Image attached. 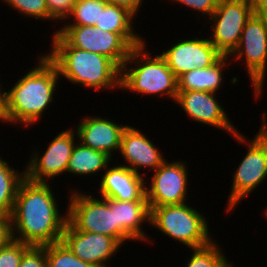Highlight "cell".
Listing matches in <instances>:
<instances>
[{"mask_svg":"<svg viewBox=\"0 0 267 267\" xmlns=\"http://www.w3.org/2000/svg\"><path fill=\"white\" fill-rule=\"evenodd\" d=\"M245 59L246 70L256 95H262L267 68V13H253L242 30L237 48L229 55Z\"/></svg>","mask_w":267,"mask_h":267,"instance_id":"7","label":"cell"},{"mask_svg":"<svg viewBox=\"0 0 267 267\" xmlns=\"http://www.w3.org/2000/svg\"><path fill=\"white\" fill-rule=\"evenodd\" d=\"M107 0H75L71 14L74 22L66 23L65 26H95L101 16V8H105Z\"/></svg>","mask_w":267,"mask_h":267,"instance_id":"24","label":"cell"},{"mask_svg":"<svg viewBox=\"0 0 267 267\" xmlns=\"http://www.w3.org/2000/svg\"><path fill=\"white\" fill-rule=\"evenodd\" d=\"M82 120L76 129V138L82 145L106 153L111 158L115 150L119 152L122 133L127 125L121 126L99 116H87Z\"/></svg>","mask_w":267,"mask_h":267,"instance_id":"16","label":"cell"},{"mask_svg":"<svg viewBox=\"0 0 267 267\" xmlns=\"http://www.w3.org/2000/svg\"><path fill=\"white\" fill-rule=\"evenodd\" d=\"M13 240L11 214L0 212V248Z\"/></svg>","mask_w":267,"mask_h":267,"instance_id":"32","label":"cell"},{"mask_svg":"<svg viewBox=\"0 0 267 267\" xmlns=\"http://www.w3.org/2000/svg\"><path fill=\"white\" fill-rule=\"evenodd\" d=\"M175 3H181L193 10L207 15V18L215 11L219 0H170Z\"/></svg>","mask_w":267,"mask_h":267,"instance_id":"31","label":"cell"},{"mask_svg":"<svg viewBox=\"0 0 267 267\" xmlns=\"http://www.w3.org/2000/svg\"><path fill=\"white\" fill-rule=\"evenodd\" d=\"M254 13H267V0H245Z\"/></svg>","mask_w":267,"mask_h":267,"instance_id":"34","label":"cell"},{"mask_svg":"<svg viewBox=\"0 0 267 267\" xmlns=\"http://www.w3.org/2000/svg\"><path fill=\"white\" fill-rule=\"evenodd\" d=\"M265 216L267 217V207L265 209V212H264Z\"/></svg>","mask_w":267,"mask_h":267,"instance_id":"37","label":"cell"},{"mask_svg":"<svg viewBox=\"0 0 267 267\" xmlns=\"http://www.w3.org/2000/svg\"><path fill=\"white\" fill-rule=\"evenodd\" d=\"M145 44L134 47L121 67L120 89L142 95L168 96L175 101L178 93L177 77L160 54L154 57L145 51ZM131 63L136 66L129 68Z\"/></svg>","mask_w":267,"mask_h":267,"instance_id":"4","label":"cell"},{"mask_svg":"<svg viewBox=\"0 0 267 267\" xmlns=\"http://www.w3.org/2000/svg\"><path fill=\"white\" fill-rule=\"evenodd\" d=\"M134 18L135 16L127 9L107 3L105 8H101L99 22L94 27L119 33L134 48L146 42L145 39L134 33L136 32L132 26Z\"/></svg>","mask_w":267,"mask_h":267,"instance_id":"21","label":"cell"},{"mask_svg":"<svg viewBox=\"0 0 267 267\" xmlns=\"http://www.w3.org/2000/svg\"><path fill=\"white\" fill-rule=\"evenodd\" d=\"M66 211L67 221L79 231L98 233L116 239L121 245L129 239L115 224V210H111L104 198H93L87 193L70 192ZM126 240V241H125Z\"/></svg>","mask_w":267,"mask_h":267,"instance_id":"6","label":"cell"},{"mask_svg":"<svg viewBox=\"0 0 267 267\" xmlns=\"http://www.w3.org/2000/svg\"><path fill=\"white\" fill-rule=\"evenodd\" d=\"M52 191L48 182L36 183L25 178L20 183L11 213L14 240L30 246L62 240L68 216L59 213Z\"/></svg>","mask_w":267,"mask_h":267,"instance_id":"1","label":"cell"},{"mask_svg":"<svg viewBox=\"0 0 267 267\" xmlns=\"http://www.w3.org/2000/svg\"><path fill=\"white\" fill-rule=\"evenodd\" d=\"M230 56L223 55L215 64L203 69H194L177 78L178 92L206 91L217 92L223 84V69Z\"/></svg>","mask_w":267,"mask_h":267,"instance_id":"20","label":"cell"},{"mask_svg":"<svg viewBox=\"0 0 267 267\" xmlns=\"http://www.w3.org/2000/svg\"><path fill=\"white\" fill-rule=\"evenodd\" d=\"M253 13L245 0H219L209 17L213 25L208 39L222 55L229 56L237 48L242 30Z\"/></svg>","mask_w":267,"mask_h":267,"instance_id":"8","label":"cell"},{"mask_svg":"<svg viewBox=\"0 0 267 267\" xmlns=\"http://www.w3.org/2000/svg\"><path fill=\"white\" fill-rule=\"evenodd\" d=\"M182 161H164L153 173L150 187L146 185V199L149 207L180 205L186 202L187 171Z\"/></svg>","mask_w":267,"mask_h":267,"instance_id":"12","label":"cell"},{"mask_svg":"<svg viewBox=\"0 0 267 267\" xmlns=\"http://www.w3.org/2000/svg\"><path fill=\"white\" fill-rule=\"evenodd\" d=\"M100 183L101 198H111L120 201H136L146 199L145 178L129 169L117 165L107 167Z\"/></svg>","mask_w":267,"mask_h":267,"instance_id":"17","label":"cell"},{"mask_svg":"<svg viewBox=\"0 0 267 267\" xmlns=\"http://www.w3.org/2000/svg\"><path fill=\"white\" fill-rule=\"evenodd\" d=\"M111 210H115V224L118 229L131 241H149L146 232L141 228L142 223L150 224V209L147 200L120 201L104 198Z\"/></svg>","mask_w":267,"mask_h":267,"instance_id":"19","label":"cell"},{"mask_svg":"<svg viewBox=\"0 0 267 267\" xmlns=\"http://www.w3.org/2000/svg\"><path fill=\"white\" fill-rule=\"evenodd\" d=\"M108 3L123 7L130 11L134 16H137V11H139L143 0H107Z\"/></svg>","mask_w":267,"mask_h":267,"instance_id":"33","label":"cell"},{"mask_svg":"<svg viewBox=\"0 0 267 267\" xmlns=\"http://www.w3.org/2000/svg\"><path fill=\"white\" fill-rule=\"evenodd\" d=\"M12 9L18 10L20 13L29 18H38L43 20H52L49 16L48 8L45 0H1Z\"/></svg>","mask_w":267,"mask_h":267,"instance_id":"27","label":"cell"},{"mask_svg":"<svg viewBox=\"0 0 267 267\" xmlns=\"http://www.w3.org/2000/svg\"><path fill=\"white\" fill-rule=\"evenodd\" d=\"M219 247L212 240L205 246L192 248L193 254L185 267H232Z\"/></svg>","mask_w":267,"mask_h":267,"instance_id":"25","label":"cell"},{"mask_svg":"<svg viewBox=\"0 0 267 267\" xmlns=\"http://www.w3.org/2000/svg\"><path fill=\"white\" fill-rule=\"evenodd\" d=\"M19 267H47L45 246H30L23 253Z\"/></svg>","mask_w":267,"mask_h":267,"instance_id":"29","label":"cell"},{"mask_svg":"<svg viewBox=\"0 0 267 267\" xmlns=\"http://www.w3.org/2000/svg\"><path fill=\"white\" fill-rule=\"evenodd\" d=\"M149 209L150 225H154L158 231L188 248L202 247L212 241L208 221L203 213H199L191 205L184 203Z\"/></svg>","mask_w":267,"mask_h":267,"instance_id":"5","label":"cell"},{"mask_svg":"<svg viewBox=\"0 0 267 267\" xmlns=\"http://www.w3.org/2000/svg\"><path fill=\"white\" fill-rule=\"evenodd\" d=\"M179 41L160 54L177 78L196 68L210 67L223 56L208 38Z\"/></svg>","mask_w":267,"mask_h":267,"instance_id":"14","label":"cell"},{"mask_svg":"<svg viewBox=\"0 0 267 267\" xmlns=\"http://www.w3.org/2000/svg\"><path fill=\"white\" fill-rule=\"evenodd\" d=\"M38 61L36 67L5 91L7 123L32 126L53 103L57 80L61 77L46 55H41Z\"/></svg>","mask_w":267,"mask_h":267,"instance_id":"2","label":"cell"},{"mask_svg":"<svg viewBox=\"0 0 267 267\" xmlns=\"http://www.w3.org/2000/svg\"><path fill=\"white\" fill-rule=\"evenodd\" d=\"M30 247L21 241L12 240L0 248V267H19L23 253Z\"/></svg>","mask_w":267,"mask_h":267,"instance_id":"28","label":"cell"},{"mask_svg":"<svg viewBox=\"0 0 267 267\" xmlns=\"http://www.w3.org/2000/svg\"><path fill=\"white\" fill-rule=\"evenodd\" d=\"M62 241L74 255L95 267H108L106 262L111 260L122 246L110 236L76 230L68 221Z\"/></svg>","mask_w":267,"mask_h":267,"instance_id":"15","label":"cell"},{"mask_svg":"<svg viewBox=\"0 0 267 267\" xmlns=\"http://www.w3.org/2000/svg\"><path fill=\"white\" fill-rule=\"evenodd\" d=\"M56 32L72 47L112 59L120 68L133 47L119 34L94 26H64Z\"/></svg>","mask_w":267,"mask_h":267,"instance_id":"9","label":"cell"},{"mask_svg":"<svg viewBox=\"0 0 267 267\" xmlns=\"http://www.w3.org/2000/svg\"><path fill=\"white\" fill-rule=\"evenodd\" d=\"M45 252L47 267H95L74 255L62 240L45 245Z\"/></svg>","mask_w":267,"mask_h":267,"instance_id":"26","label":"cell"},{"mask_svg":"<svg viewBox=\"0 0 267 267\" xmlns=\"http://www.w3.org/2000/svg\"><path fill=\"white\" fill-rule=\"evenodd\" d=\"M150 141L140 130L129 125L124 129L120 143V153L133 172L142 175L138 168H151L155 171L166 159L155 144Z\"/></svg>","mask_w":267,"mask_h":267,"instance_id":"18","label":"cell"},{"mask_svg":"<svg viewBox=\"0 0 267 267\" xmlns=\"http://www.w3.org/2000/svg\"><path fill=\"white\" fill-rule=\"evenodd\" d=\"M1 87L0 85V121L7 124L5 92L3 90L1 92Z\"/></svg>","mask_w":267,"mask_h":267,"instance_id":"36","label":"cell"},{"mask_svg":"<svg viewBox=\"0 0 267 267\" xmlns=\"http://www.w3.org/2000/svg\"><path fill=\"white\" fill-rule=\"evenodd\" d=\"M247 143L249 145L246 144V156L233 173L232 189L227 199V213H231L246 195L254 192L253 190L267 178V146L257 135Z\"/></svg>","mask_w":267,"mask_h":267,"instance_id":"10","label":"cell"},{"mask_svg":"<svg viewBox=\"0 0 267 267\" xmlns=\"http://www.w3.org/2000/svg\"><path fill=\"white\" fill-rule=\"evenodd\" d=\"M49 16L53 20H67L71 14L75 0H45Z\"/></svg>","mask_w":267,"mask_h":267,"instance_id":"30","label":"cell"},{"mask_svg":"<svg viewBox=\"0 0 267 267\" xmlns=\"http://www.w3.org/2000/svg\"><path fill=\"white\" fill-rule=\"evenodd\" d=\"M75 132V133H74ZM76 131L60 132L48 145L42 156L33 152L25 169V178L31 182L47 183L50 178L66 173L72 150L75 146ZM35 153V154H34ZM47 178V179H46Z\"/></svg>","mask_w":267,"mask_h":267,"instance_id":"11","label":"cell"},{"mask_svg":"<svg viewBox=\"0 0 267 267\" xmlns=\"http://www.w3.org/2000/svg\"><path fill=\"white\" fill-rule=\"evenodd\" d=\"M267 114L263 113L262 115V125L257 132L259 139L267 146Z\"/></svg>","mask_w":267,"mask_h":267,"instance_id":"35","label":"cell"},{"mask_svg":"<svg viewBox=\"0 0 267 267\" xmlns=\"http://www.w3.org/2000/svg\"><path fill=\"white\" fill-rule=\"evenodd\" d=\"M25 179V171L19 173L0 157V212L11 214L20 183Z\"/></svg>","mask_w":267,"mask_h":267,"instance_id":"23","label":"cell"},{"mask_svg":"<svg viewBox=\"0 0 267 267\" xmlns=\"http://www.w3.org/2000/svg\"><path fill=\"white\" fill-rule=\"evenodd\" d=\"M111 159L106 153L95 151L78 143L72 150L66 173L78 176L98 174L109 166Z\"/></svg>","mask_w":267,"mask_h":267,"instance_id":"22","label":"cell"},{"mask_svg":"<svg viewBox=\"0 0 267 267\" xmlns=\"http://www.w3.org/2000/svg\"><path fill=\"white\" fill-rule=\"evenodd\" d=\"M215 95L216 93L206 91L178 92L175 102L194 121L229 132L237 142L246 144L247 139L241 132L236 131L237 128L231 123Z\"/></svg>","mask_w":267,"mask_h":267,"instance_id":"13","label":"cell"},{"mask_svg":"<svg viewBox=\"0 0 267 267\" xmlns=\"http://www.w3.org/2000/svg\"><path fill=\"white\" fill-rule=\"evenodd\" d=\"M46 57L69 82L94 90L120 88L121 68L110 58L70 46L56 31Z\"/></svg>","mask_w":267,"mask_h":267,"instance_id":"3","label":"cell"}]
</instances>
